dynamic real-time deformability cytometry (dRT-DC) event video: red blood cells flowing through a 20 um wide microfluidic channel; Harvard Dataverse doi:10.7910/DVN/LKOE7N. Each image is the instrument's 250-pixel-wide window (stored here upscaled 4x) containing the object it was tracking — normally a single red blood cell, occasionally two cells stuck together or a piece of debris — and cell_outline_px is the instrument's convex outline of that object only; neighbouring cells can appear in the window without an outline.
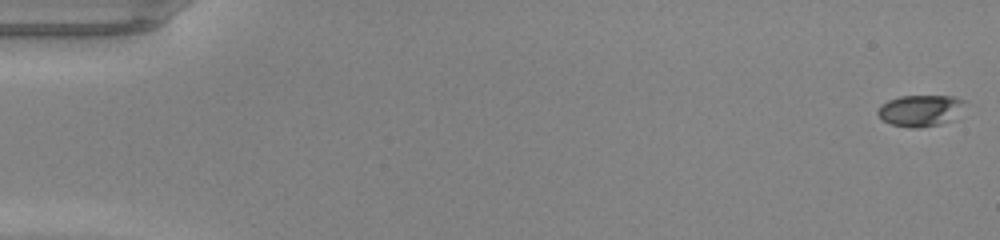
{"species": "common noctule bat (a hibernating species)", "species_latin": "Nyctalus noctula", "temperature_condition": "warm", "stored_images_in_passage": 49, "camera_frame_rate_fps": 3000, "um_per_image_px": 0.085, "animal": {"sex": "male", "body_mass_g": 20.0, "forearm_length_mm": 53.3}, "frame": {"image": 1, "passage_image": 1, "time_ms": 0.0, "image_size_px": [1000, 240], "cell_outline_px": [[964, 100], [952, 120], [940, 124], [920, 128], [908, 128], [892, 124], [884, 120], [876, 112], [880, 104], [888, 100], [900, 96], [952, 96]], "centroid_in_image_um": [78.15, 9.4], "position_along_channel_um": 6.8, "area_um2": 15.66}}
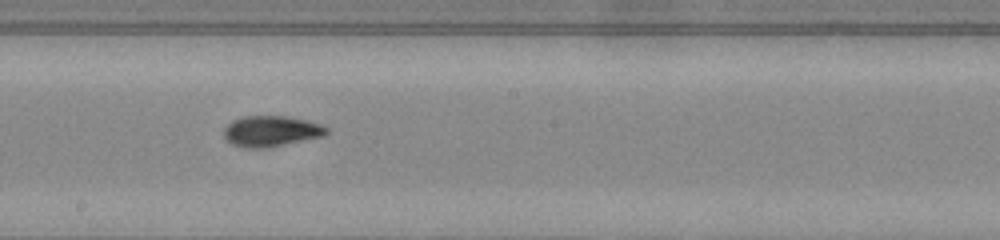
{"frame": {"image": 2, "passage_image": 28, "time_ms": 9.0, "image_size_px": [1000, 240], "cell_outline_px": [[328, 132], [324, 136], [268, 148], [248, 148], [232, 144], [224, 136], [224, 128], [232, 120], [244, 116], [288, 116], [308, 120], [320, 124], [328, 128]], "centroid_in_image_um": [23.07, 11.14], "position_along_channel_um": 225.1, "area_um2": 18.5}}
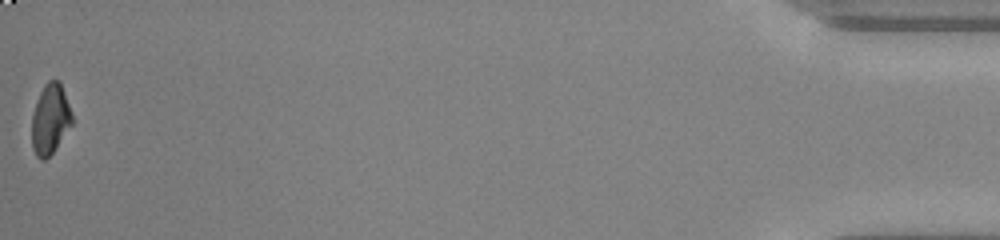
{"frame": {"image": 3, "passage_image": 49, "time_ms": 16.0, "image_size_px": [1000, 240], "cell_outline_px": [[72, 124], [56, 148], [44, 160], [40, 160], [36, 156], [32, 148], [32, 116], [36, 100], [44, 84], [48, 80], [60, 80], [72, 112]], "centroid_in_image_um": [4.27, 10.11], "position_along_channel_um": 430.9, "area_um2": 16.59}, "authors_computed_cell_mechanics": {"area_um2": 17.5134, "velocity_mm_per_s": 4.2978, "shape_relaxation_time_tau1_ms": 4.4646, "shape_relaxation_time_tau2_ms": 1.0253, "deformation_change_tau1": 0.1685, "deformation_change_tau2": 0.046}}